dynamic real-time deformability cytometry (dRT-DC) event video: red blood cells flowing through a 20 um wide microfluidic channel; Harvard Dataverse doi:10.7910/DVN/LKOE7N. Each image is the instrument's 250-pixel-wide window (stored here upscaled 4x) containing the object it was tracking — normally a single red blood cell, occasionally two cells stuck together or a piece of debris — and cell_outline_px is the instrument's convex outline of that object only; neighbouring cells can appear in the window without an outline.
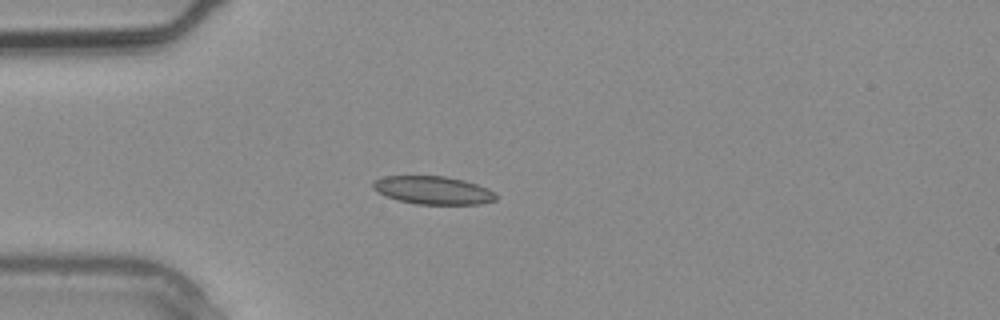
{"species": "common noctule bat (a hibernating species)", "species_latin": "Nyctalus noctula", "temperature_condition": "warm", "stored_images_in_passage": 3, "camera_frame_rate_fps": 3000, "um_per_image_px": 0.085, "animal": {"sex": "male", "body_mass_g": 20.4}, "frame": {"image": 1, "passage_image": 3, "time_ms": 0.667, "image_size_px": [1000, 320], "cell_outline_px": [[496, 200], [480, 204], [416, 204], [400, 200], [376, 192], [372, 188], [372, 184], [376, 180], [384, 176], [444, 176], [464, 180], [488, 188], [496, 192]], "centroid_in_image_um": [36.83, 16.17], "position_along_channel_um": 48.2, "area_um2": 20.06}}